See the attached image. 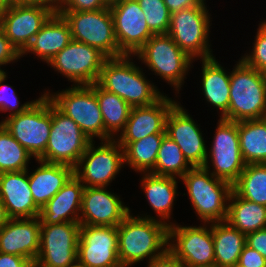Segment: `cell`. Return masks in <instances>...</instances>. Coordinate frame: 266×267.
<instances>
[{"label": "cell", "instance_id": "obj_38", "mask_svg": "<svg viewBox=\"0 0 266 267\" xmlns=\"http://www.w3.org/2000/svg\"><path fill=\"white\" fill-rule=\"evenodd\" d=\"M252 50L246 52L241 59L250 67L260 72L266 71V19L260 21L257 33L254 36Z\"/></svg>", "mask_w": 266, "mask_h": 267}, {"label": "cell", "instance_id": "obj_34", "mask_svg": "<svg viewBox=\"0 0 266 267\" xmlns=\"http://www.w3.org/2000/svg\"><path fill=\"white\" fill-rule=\"evenodd\" d=\"M233 191L243 199L266 206V163L246 164Z\"/></svg>", "mask_w": 266, "mask_h": 267}, {"label": "cell", "instance_id": "obj_37", "mask_svg": "<svg viewBox=\"0 0 266 267\" xmlns=\"http://www.w3.org/2000/svg\"><path fill=\"white\" fill-rule=\"evenodd\" d=\"M145 14L148 28L154 35L167 34L170 25V12L163 0H137Z\"/></svg>", "mask_w": 266, "mask_h": 267}, {"label": "cell", "instance_id": "obj_4", "mask_svg": "<svg viewBox=\"0 0 266 267\" xmlns=\"http://www.w3.org/2000/svg\"><path fill=\"white\" fill-rule=\"evenodd\" d=\"M193 210L203 223L226 221L233 185L204 167H192L182 178Z\"/></svg>", "mask_w": 266, "mask_h": 267}, {"label": "cell", "instance_id": "obj_17", "mask_svg": "<svg viewBox=\"0 0 266 267\" xmlns=\"http://www.w3.org/2000/svg\"><path fill=\"white\" fill-rule=\"evenodd\" d=\"M110 10L119 49L134 55L154 34L150 31L137 0H112Z\"/></svg>", "mask_w": 266, "mask_h": 267}, {"label": "cell", "instance_id": "obj_46", "mask_svg": "<svg viewBox=\"0 0 266 267\" xmlns=\"http://www.w3.org/2000/svg\"><path fill=\"white\" fill-rule=\"evenodd\" d=\"M170 14L194 6H207L206 0H163Z\"/></svg>", "mask_w": 266, "mask_h": 267}, {"label": "cell", "instance_id": "obj_40", "mask_svg": "<svg viewBox=\"0 0 266 267\" xmlns=\"http://www.w3.org/2000/svg\"><path fill=\"white\" fill-rule=\"evenodd\" d=\"M109 5V0H62L59 11H97Z\"/></svg>", "mask_w": 266, "mask_h": 267}, {"label": "cell", "instance_id": "obj_14", "mask_svg": "<svg viewBox=\"0 0 266 267\" xmlns=\"http://www.w3.org/2000/svg\"><path fill=\"white\" fill-rule=\"evenodd\" d=\"M79 237V222L41 224L34 267H73L77 263Z\"/></svg>", "mask_w": 266, "mask_h": 267}, {"label": "cell", "instance_id": "obj_27", "mask_svg": "<svg viewBox=\"0 0 266 267\" xmlns=\"http://www.w3.org/2000/svg\"><path fill=\"white\" fill-rule=\"evenodd\" d=\"M36 162L40 165L34 172L28 171V179L33 200L41 209L74 175V168L41 160Z\"/></svg>", "mask_w": 266, "mask_h": 267}, {"label": "cell", "instance_id": "obj_11", "mask_svg": "<svg viewBox=\"0 0 266 267\" xmlns=\"http://www.w3.org/2000/svg\"><path fill=\"white\" fill-rule=\"evenodd\" d=\"M217 124L203 167L214 177L233 185L246 166L240 151L238 122L219 118Z\"/></svg>", "mask_w": 266, "mask_h": 267}, {"label": "cell", "instance_id": "obj_9", "mask_svg": "<svg viewBox=\"0 0 266 267\" xmlns=\"http://www.w3.org/2000/svg\"><path fill=\"white\" fill-rule=\"evenodd\" d=\"M69 23L73 40L99 49L108 58L125 54L119 49L110 7L97 11H59Z\"/></svg>", "mask_w": 266, "mask_h": 267}, {"label": "cell", "instance_id": "obj_6", "mask_svg": "<svg viewBox=\"0 0 266 267\" xmlns=\"http://www.w3.org/2000/svg\"><path fill=\"white\" fill-rule=\"evenodd\" d=\"M134 56L171 85L177 94L194 63L168 34L153 35Z\"/></svg>", "mask_w": 266, "mask_h": 267}, {"label": "cell", "instance_id": "obj_33", "mask_svg": "<svg viewBox=\"0 0 266 267\" xmlns=\"http://www.w3.org/2000/svg\"><path fill=\"white\" fill-rule=\"evenodd\" d=\"M166 134H151L130 142L124 150V165L137 173H150L157 160L161 141Z\"/></svg>", "mask_w": 266, "mask_h": 267}, {"label": "cell", "instance_id": "obj_20", "mask_svg": "<svg viewBox=\"0 0 266 267\" xmlns=\"http://www.w3.org/2000/svg\"><path fill=\"white\" fill-rule=\"evenodd\" d=\"M107 187H84L80 225L118 226L132 211Z\"/></svg>", "mask_w": 266, "mask_h": 267}, {"label": "cell", "instance_id": "obj_41", "mask_svg": "<svg viewBox=\"0 0 266 267\" xmlns=\"http://www.w3.org/2000/svg\"><path fill=\"white\" fill-rule=\"evenodd\" d=\"M21 58V54L11 44L10 40L6 37L3 29L0 26V71L2 66L15 63Z\"/></svg>", "mask_w": 266, "mask_h": 267}, {"label": "cell", "instance_id": "obj_31", "mask_svg": "<svg viewBox=\"0 0 266 267\" xmlns=\"http://www.w3.org/2000/svg\"><path fill=\"white\" fill-rule=\"evenodd\" d=\"M238 135L245 163H266V118L238 121Z\"/></svg>", "mask_w": 266, "mask_h": 267}, {"label": "cell", "instance_id": "obj_12", "mask_svg": "<svg viewBox=\"0 0 266 267\" xmlns=\"http://www.w3.org/2000/svg\"><path fill=\"white\" fill-rule=\"evenodd\" d=\"M92 141L74 167V175L84 187H108L124 166V150L115 140Z\"/></svg>", "mask_w": 266, "mask_h": 267}, {"label": "cell", "instance_id": "obj_44", "mask_svg": "<svg viewBox=\"0 0 266 267\" xmlns=\"http://www.w3.org/2000/svg\"><path fill=\"white\" fill-rule=\"evenodd\" d=\"M147 267H185L168 249L159 257L148 262Z\"/></svg>", "mask_w": 266, "mask_h": 267}, {"label": "cell", "instance_id": "obj_51", "mask_svg": "<svg viewBox=\"0 0 266 267\" xmlns=\"http://www.w3.org/2000/svg\"><path fill=\"white\" fill-rule=\"evenodd\" d=\"M231 267H241L240 265H238V264H236V265H234V266H231Z\"/></svg>", "mask_w": 266, "mask_h": 267}, {"label": "cell", "instance_id": "obj_30", "mask_svg": "<svg viewBox=\"0 0 266 267\" xmlns=\"http://www.w3.org/2000/svg\"><path fill=\"white\" fill-rule=\"evenodd\" d=\"M226 221L247 235L266 228V206L248 201L231 192Z\"/></svg>", "mask_w": 266, "mask_h": 267}, {"label": "cell", "instance_id": "obj_13", "mask_svg": "<svg viewBox=\"0 0 266 267\" xmlns=\"http://www.w3.org/2000/svg\"><path fill=\"white\" fill-rule=\"evenodd\" d=\"M174 223L168 227V250L185 267H215L212 223L183 226Z\"/></svg>", "mask_w": 266, "mask_h": 267}, {"label": "cell", "instance_id": "obj_45", "mask_svg": "<svg viewBox=\"0 0 266 267\" xmlns=\"http://www.w3.org/2000/svg\"><path fill=\"white\" fill-rule=\"evenodd\" d=\"M0 267H34L27 258L0 252Z\"/></svg>", "mask_w": 266, "mask_h": 267}, {"label": "cell", "instance_id": "obj_2", "mask_svg": "<svg viewBox=\"0 0 266 267\" xmlns=\"http://www.w3.org/2000/svg\"><path fill=\"white\" fill-rule=\"evenodd\" d=\"M132 57L135 59L134 55L108 58L96 83L106 91L121 97L131 107L152 105L164 93L147 79L143 68L134 64Z\"/></svg>", "mask_w": 266, "mask_h": 267}, {"label": "cell", "instance_id": "obj_23", "mask_svg": "<svg viewBox=\"0 0 266 267\" xmlns=\"http://www.w3.org/2000/svg\"><path fill=\"white\" fill-rule=\"evenodd\" d=\"M0 199L9 218L39 217L29 186L28 169L0 173Z\"/></svg>", "mask_w": 266, "mask_h": 267}, {"label": "cell", "instance_id": "obj_10", "mask_svg": "<svg viewBox=\"0 0 266 267\" xmlns=\"http://www.w3.org/2000/svg\"><path fill=\"white\" fill-rule=\"evenodd\" d=\"M91 142L82 129L51 102L50 136L38 160L74 168Z\"/></svg>", "mask_w": 266, "mask_h": 267}, {"label": "cell", "instance_id": "obj_42", "mask_svg": "<svg viewBox=\"0 0 266 267\" xmlns=\"http://www.w3.org/2000/svg\"><path fill=\"white\" fill-rule=\"evenodd\" d=\"M238 265L241 267H266V259L259 252L245 245Z\"/></svg>", "mask_w": 266, "mask_h": 267}, {"label": "cell", "instance_id": "obj_49", "mask_svg": "<svg viewBox=\"0 0 266 267\" xmlns=\"http://www.w3.org/2000/svg\"><path fill=\"white\" fill-rule=\"evenodd\" d=\"M15 4V0H0V10L11 7Z\"/></svg>", "mask_w": 266, "mask_h": 267}, {"label": "cell", "instance_id": "obj_35", "mask_svg": "<svg viewBox=\"0 0 266 267\" xmlns=\"http://www.w3.org/2000/svg\"><path fill=\"white\" fill-rule=\"evenodd\" d=\"M191 168L180 147L165 135L157 153L155 167L150 173L181 179Z\"/></svg>", "mask_w": 266, "mask_h": 267}, {"label": "cell", "instance_id": "obj_29", "mask_svg": "<svg viewBox=\"0 0 266 267\" xmlns=\"http://www.w3.org/2000/svg\"><path fill=\"white\" fill-rule=\"evenodd\" d=\"M215 267H231L239 262L246 235L227 221L212 222Z\"/></svg>", "mask_w": 266, "mask_h": 267}, {"label": "cell", "instance_id": "obj_32", "mask_svg": "<svg viewBox=\"0 0 266 267\" xmlns=\"http://www.w3.org/2000/svg\"><path fill=\"white\" fill-rule=\"evenodd\" d=\"M96 97L102 113L105 131L118 137L128 121L132 107L118 95L108 92L96 83Z\"/></svg>", "mask_w": 266, "mask_h": 267}, {"label": "cell", "instance_id": "obj_3", "mask_svg": "<svg viewBox=\"0 0 266 267\" xmlns=\"http://www.w3.org/2000/svg\"><path fill=\"white\" fill-rule=\"evenodd\" d=\"M230 72V100L222 118L242 121L266 118V80L264 72L248 66L241 58Z\"/></svg>", "mask_w": 266, "mask_h": 267}, {"label": "cell", "instance_id": "obj_7", "mask_svg": "<svg viewBox=\"0 0 266 267\" xmlns=\"http://www.w3.org/2000/svg\"><path fill=\"white\" fill-rule=\"evenodd\" d=\"M3 127L35 160L45 152L51 131V100L46 94L23 113L5 117Z\"/></svg>", "mask_w": 266, "mask_h": 267}, {"label": "cell", "instance_id": "obj_36", "mask_svg": "<svg viewBox=\"0 0 266 267\" xmlns=\"http://www.w3.org/2000/svg\"><path fill=\"white\" fill-rule=\"evenodd\" d=\"M32 157L0 123V173L27 170Z\"/></svg>", "mask_w": 266, "mask_h": 267}, {"label": "cell", "instance_id": "obj_25", "mask_svg": "<svg viewBox=\"0 0 266 267\" xmlns=\"http://www.w3.org/2000/svg\"><path fill=\"white\" fill-rule=\"evenodd\" d=\"M141 187L145 197L151 206V209L156 212V217L146 214H141L139 217L146 219H155L165 223L168 227L173 223L170 222L174 201L179 194L178 178L169 176H160L152 173H141ZM177 179V180H176ZM143 215V216H142ZM166 220V221H165Z\"/></svg>", "mask_w": 266, "mask_h": 267}, {"label": "cell", "instance_id": "obj_26", "mask_svg": "<svg viewBox=\"0 0 266 267\" xmlns=\"http://www.w3.org/2000/svg\"><path fill=\"white\" fill-rule=\"evenodd\" d=\"M71 40L69 23L62 15L54 13L34 36L30 45L21 54V57L32 53L42 62L48 64Z\"/></svg>", "mask_w": 266, "mask_h": 267}, {"label": "cell", "instance_id": "obj_5", "mask_svg": "<svg viewBox=\"0 0 266 267\" xmlns=\"http://www.w3.org/2000/svg\"><path fill=\"white\" fill-rule=\"evenodd\" d=\"M43 94H46L62 113L69 116L91 141L95 138L100 141L113 139L104 129L102 113L96 97V83L72 85L54 93L45 90Z\"/></svg>", "mask_w": 266, "mask_h": 267}, {"label": "cell", "instance_id": "obj_39", "mask_svg": "<svg viewBox=\"0 0 266 267\" xmlns=\"http://www.w3.org/2000/svg\"><path fill=\"white\" fill-rule=\"evenodd\" d=\"M8 74L6 71L0 76V112H9L8 116L16 115L25 112L36 100L26 101L20 105V100L15 92V89L9 84H4Z\"/></svg>", "mask_w": 266, "mask_h": 267}, {"label": "cell", "instance_id": "obj_47", "mask_svg": "<svg viewBox=\"0 0 266 267\" xmlns=\"http://www.w3.org/2000/svg\"><path fill=\"white\" fill-rule=\"evenodd\" d=\"M62 0H15V4L37 5L50 9L54 13L60 10Z\"/></svg>", "mask_w": 266, "mask_h": 267}, {"label": "cell", "instance_id": "obj_18", "mask_svg": "<svg viewBox=\"0 0 266 267\" xmlns=\"http://www.w3.org/2000/svg\"><path fill=\"white\" fill-rule=\"evenodd\" d=\"M53 14V11L42 6L14 4L0 10V26L11 44L22 54Z\"/></svg>", "mask_w": 266, "mask_h": 267}, {"label": "cell", "instance_id": "obj_21", "mask_svg": "<svg viewBox=\"0 0 266 267\" xmlns=\"http://www.w3.org/2000/svg\"><path fill=\"white\" fill-rule=\"evenodd\" d=\"M176 103L165 94L152 105L132 107L124 130L115 140L124 149L130 142L151 134H166V118Z\"/></svg>", "mask_w": 266, "mask_h": 267}, {"label": "cell", "instance_id": "obj_8", "mask_svg": "<svg viewBox=\"0 0 266 267\" xmlns=\"http://www.w3.org/2000/svg\"><path fill=\"white\" fill-rule=\"evenodd\" d=\"M208 6H194L170 15L168 35L191 59L214 57L210 48L211 15Z\"/></svg>", "mask_w": 266, "mask_h": 267}, {"label": "cell", "instance_id": "obj_48", "mask_svg": "<svg viewBox=\"0 0 266 267\" xmlns=\"http://www.w3.org/2000/svg\"><path fill=\"white\" fill-rule=\"evenodd\" d=\"M10 218L7 215L5 206L0 199V229L8 222Z\"/></svg>", "mask_w": 266, "mask_h": 267}, {"label": "cell", "instance_id": "obj_24", "mask_svg": "<svg viewBox=\"0 0 266 267\" xmlns=\"http://www.w3.org/2000/svg\"><path fill=\"white\" fill-rule=\"evenodd\" d=\"M84 185L73 175L40 209L41 224L79 222Z\"/></svg>", "mask_w": 266, "mask_h": 267}, {"label": "cell", "instance_id": "obj_1", "mask_svg": "<svg viewBox=\"0 0 266 267\" xmlns=\"http://www.w3.org/2000/svg\"><path fill=\"white\" fill-rule=\"evenodd\" d=\"M118 257L122 267L147 262L168 249V226L155 219L129 214L118 226Z\"/></svg>", "mask_w": 266, "mask_h": 267}, {"label": "cell", "instance_id": "obj_15", "mask_svg": "<svg viewBox=\"0 0 266 267\" xmlns=\"http://www.w3.org/2000/svg\"><path fill=\"white\" fill-rule=\"evenodd\" d=\"M107 59L99 49L72 39L47 65L73 85H92L97 82Z\"/></svg>", "mask_w": 266, "mask_h": 267}, {"label": "cell", "instance_id": "obj_43", "mask_svg": "<svg viewBox=\"0 0 266 267\" xmlns=\"http://www.w3.org/2000/svg\"><path fill=\"white\" fill-rule=\"evenodd\" d=\"M246 245L259 252L266 259V228L248 233Z\"/></svg>", "mask_w": 266, "mask_h": 267}, {"label": "cell", "instance_id": "obj_16", "mask_svg": "<svg viewBox=\"0 0 266 267\" xmlns=\"http://www.w3.org/2000/svg\"><path fill=\"white\" fill-rule=\"evenodd\" d=\"M77 262L85 267H122L117 226L80 225Z\"/></svg>", "mask_w": 266, "mask_h": 267}, {"label": "cell", "instance_id": "obj_19", "mask_svg": "<svg viewBox=\"0 0 266 267\" xmlns=\"http://www.w3.org/2000/svg\"><path fill=\"white\" fill-rule=\"evenodd\" d=\"M165 130L192 167H203L207 156V141L204 140L200 126L178 101L167 115Z\"/></svg>", "mask_w": 266, "mask_h": 267}, {"label": "cell", "instance_id": "obj_28", "mask_svg": "<svg viewBox=\"0 0 266 267\" xmlns=\"http://www.w3.org/2000/svg\"><path fill=\"white\" fill-rule=\"evenodd\" d=\"M202 94L206 102L213 106V109L220 110V118H223L229 108L230 100V72L216 60V57L200 60Z\"/></svg>", "mask_w": 266, "mask_h": 267}, {"label": "cell", "instance_id": "obj_50", "mask_svg": "<svg viewBox=\"0 0 266 267\" xmlns=\"http://www.w3.org/2000/svg\"><path fill=\"white\" fill-rule=\"evenodd\" d=\"M73 267H85V266H82L77 262Z\"/></svg>", "mask_w": 266, "mask_h": 267}, {"label": "cell", "instance_id": "obj_22", "mask_svg": "<svg viewBox=\"0 0 266 267\" xmlns=\"http://www.w3.org/2000/svg\"><path fill=\"white\" fill-rule=\"evenodd\" d=\"M39 217L10 218L0 229V252L22 256L33 264L40 248Z\"/></svg>", "mask_w": 266, "mask_h": 267}]
</instances>
